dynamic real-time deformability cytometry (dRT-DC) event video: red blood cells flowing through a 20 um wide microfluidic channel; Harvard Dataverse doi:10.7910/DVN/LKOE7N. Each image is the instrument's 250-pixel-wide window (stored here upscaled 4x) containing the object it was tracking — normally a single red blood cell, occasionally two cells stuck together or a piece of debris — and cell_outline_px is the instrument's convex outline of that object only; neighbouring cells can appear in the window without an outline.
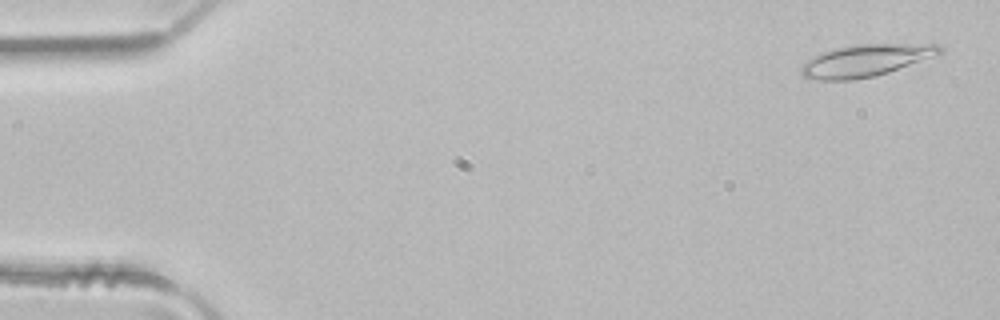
{"species": "common noctule bat (a hibernating species)", "species_latin": "Nyctalus noctula", "temperature_condition": "room temperature", "stored_images_in_passage": 47, "camera_frame_rate_fps": 3000, "um_per_image_px": 0.085, "animal": {"sex": "male", "body_mass_g": 21.5, "forearm_length_mm": 52.0}, "frame": {"image": 1, "passage_image": 2, "time_ms": 0.333, "image_size_px": [1000, 320], "cell_outline_px": [[944, 52], [888, 72], [876, 76], [852, 80], [820, 80], [804, 76], [800, 72], [800, 68], [812, 56], [820, 52], [836, 48], [856, 44], [940, 44], [944, 48]], "centroid_in_image_um": [73.58, 5.13], "position_along_channel_um": 11.4, "area_um2": 25.72}}
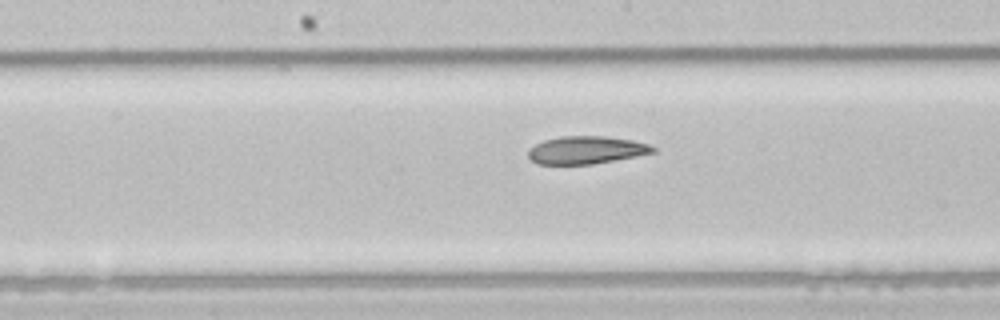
{"frame": {"image": 2, "passage_image": 25, "time_ms": 8.0, "image_size_px": [1000, 320], "cell_outline_px": [[656, 152], [636, 156], [592, 164], [536, 164], [528, 156], [528, 152], [536, 144], [544, 140], [560, 136], [608, 136], [632, 140], [648, 144], [656, 148]], "centroid_in_image_um": [49.85, 12.75], "position_along_channel_um": 198.4, "area_um2": 20.06}}
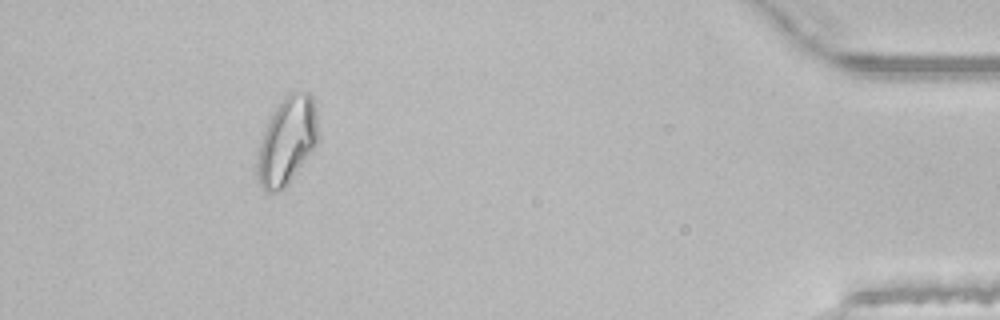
{"frame": {"image": 3, "passage_image": 45, "time_ms": 14.667, "image_size_px": [1000, 320], "cell_outline_px": [[316, 144], [288, 184], [284, 188], [276, 192], [264, 192], [260, 184], [256, 172], [256, 164], [260, 144], [264, 132], [276, 108], [284, 96], [288, 92], [308, 92], [312, 96], [316, 108]], "centroid_in_image_um": [24.37, 11.99], "position_along_channel_um": 410.8, "area_um2": 30.35}}